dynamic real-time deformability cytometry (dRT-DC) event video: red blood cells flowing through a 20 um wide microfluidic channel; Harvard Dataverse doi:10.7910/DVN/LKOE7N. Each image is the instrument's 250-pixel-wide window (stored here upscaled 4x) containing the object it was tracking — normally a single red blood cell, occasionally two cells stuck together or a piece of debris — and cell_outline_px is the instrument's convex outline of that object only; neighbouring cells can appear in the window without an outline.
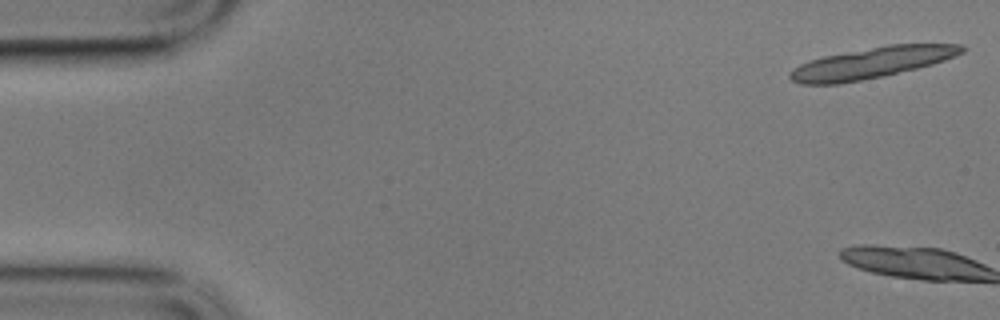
{"species": "common noctule bat (a hibernating species)", "species_latin": "Nyctalus noctula", "temperature_condition": "cold", "stored_images_in_passage": 3, "camera_frame_rate_fps": 3000, "um_per_image_px": 0.085, "animal": {"sex": "male", "body_mass_g": 17.9}, "frame": {"image": 1, "passage_image": 1, "time_ms": 0.0, "image_size_px": [1000, 320], "cell_outline_px": [[968, 48], [964, 52], [956, 56], [932, 64], [884, 76], [840, 84], [800, 84], [792, 80], [788, 76], [788, 72], [792, 68], [800, 64], [824, 56], [888, 44], [964, 44]], "centroid_in_image_um": [74.11, 5.34], "position_along_channel_um": 10.9, "area_um2": 31.1}}